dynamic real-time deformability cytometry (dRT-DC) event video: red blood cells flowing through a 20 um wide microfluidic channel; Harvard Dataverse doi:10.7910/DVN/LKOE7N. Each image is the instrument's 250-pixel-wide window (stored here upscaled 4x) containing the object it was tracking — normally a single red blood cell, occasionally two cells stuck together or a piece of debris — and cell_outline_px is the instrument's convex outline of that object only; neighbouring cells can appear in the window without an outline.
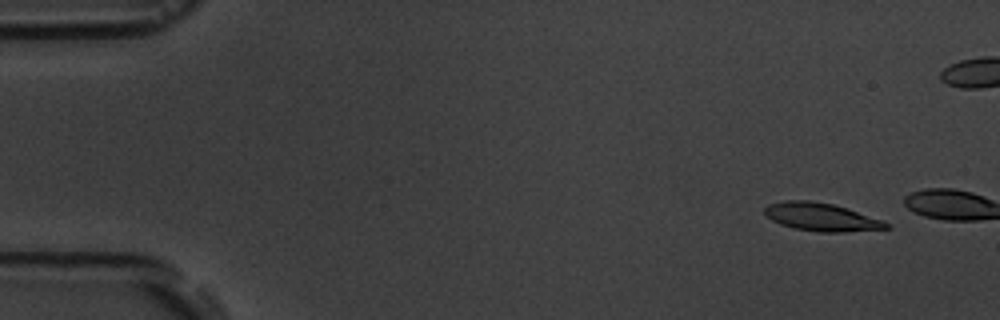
{"species": "common noctule bat (a hibernating species)", "species_latin": "Nyctalus noctula", "temperature_condition": "room temperature", "stored_images_in_passage": 4, "camera_frame_rate_fps": 3000, "um_per_image_px": 0.085, "animal": {"sex": "male", "body_mass_g": 19.5, "forearm_length_mm": 54.6}, "frame": {"image": 1, "passage_image": 2, "time_ms": 1.333, "image_size_px": [1000, 320], "cell_outline_px": [[892, 228], [844, 232], [820, 232], [796, 228], [780, 224], [772, 220], [764, 212], [764, 208], [768, 204], [784, 200], [808, 200], [832, 204], [884, 220], [892, 224]], "centroid_in_image_um": [69.85, 18.45], "position_along_channel_um": 15.1, "area_um2": 19.83}}